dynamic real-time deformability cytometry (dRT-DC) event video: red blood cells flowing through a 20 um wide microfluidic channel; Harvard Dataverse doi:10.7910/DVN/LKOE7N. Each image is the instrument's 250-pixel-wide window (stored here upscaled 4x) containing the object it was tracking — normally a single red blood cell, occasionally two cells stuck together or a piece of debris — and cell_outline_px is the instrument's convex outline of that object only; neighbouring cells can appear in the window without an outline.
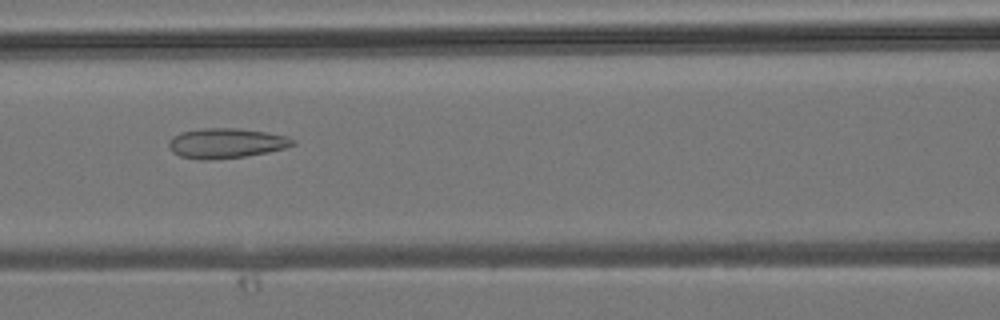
{"species": "common noctule bat (a hibernating species)", "species_latin": "Nyctalus noctula", "temperature_condition": "room temperature", "stored_images_in_passage": 27, "camera_frame_rate_fps": 3000, "um_per_image_px": 0.085, "animal": {"sex": "male", "body_mass_g": 19.2, "forearm_length_mm": 51.8}, "frame": {"image": 1, "passage_image": 9, "time_ms": 2.667, "image_size_px": [1000, 320], "cell_outline_px": [[296, 144], [284, 148], [268, 152], [244, 156], [204, 160], [200, 160], [180, 156], [172, 152], [168, 148], [168, 140], [172, 136], [180, 132], [204, 128], [236, 128], [264, 132], [288, 136], [296, 140]], "centroid_in_image_um": [19.19, 12.17], "position_along_channel_um": 147.4, "area_um2": 21.68}}
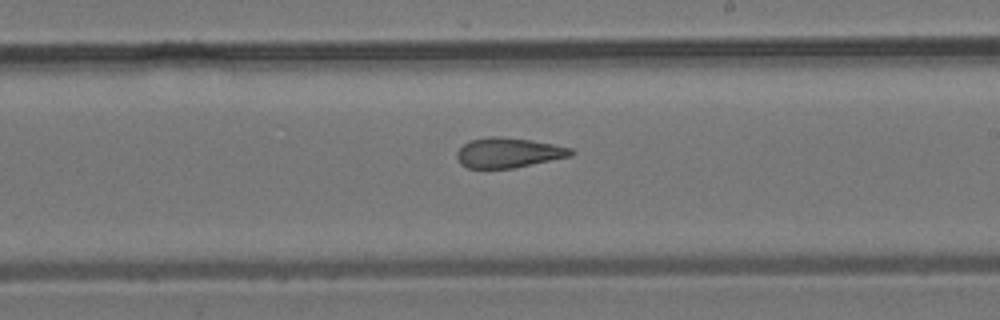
{"frame": {"image": 2, "passage_image": 15, "time_ms": 4.667, "image_size_px": [1000, 320], "cell_outline_px": [[576, 152], [572, 156], [512, 168], [468, 168], [460, 164], [456, 156], [456, 152], [464, 144], [472, 140], [492, 136], [500, 136], [532, 140], [572, 148]], "centroid_in_image_um": [43.23, 12.98], "position_along_channel_um": 245.8, "area_um2": 19.88}}
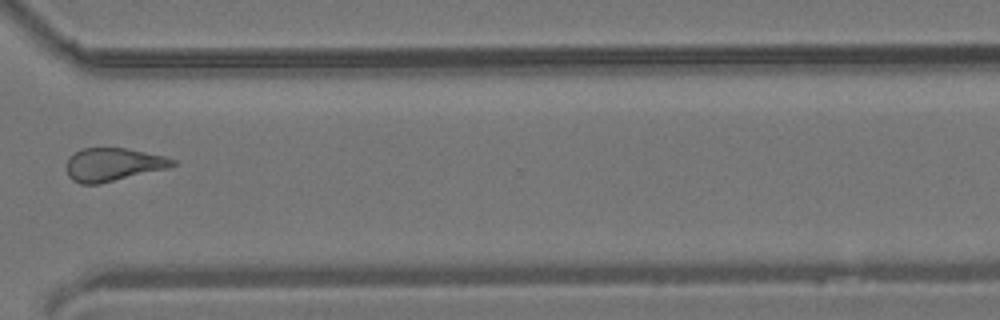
{"frame": {"image": 3, "passage_image": 22, "time_ms": 7.0, "image_size_px": [1000, 320], "cell_outline_px": [[176, 164], [168, 168], [100, 184], [80, 184], [72, 180], [68, 176], [68, 160], [76, 152], [84, 148], [124, 148], [164, 156], [176, 160]], "centroid_in_image_um": [9.63, 14.0], "position_along_channel_um": 361.0, "area_um2": 20.23}}